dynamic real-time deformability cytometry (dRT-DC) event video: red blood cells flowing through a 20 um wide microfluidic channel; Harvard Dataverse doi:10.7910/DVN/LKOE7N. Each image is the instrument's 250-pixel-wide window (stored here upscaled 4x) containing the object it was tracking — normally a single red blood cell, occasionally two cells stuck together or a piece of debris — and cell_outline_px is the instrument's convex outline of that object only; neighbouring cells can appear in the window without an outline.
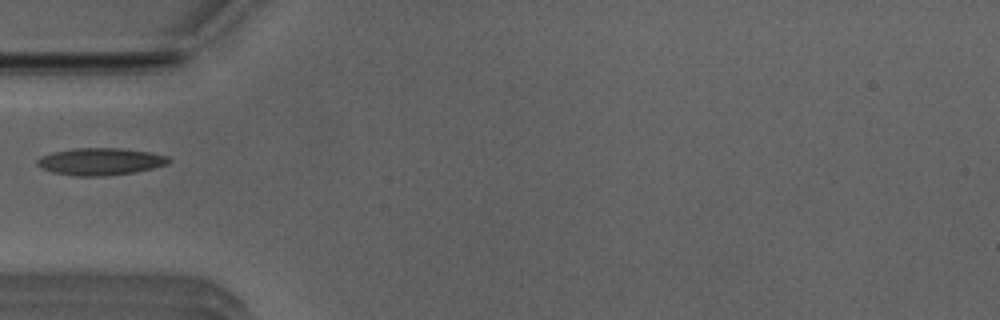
{"species": "Egyptian fruit bat (a non-hibernating species)", "species_latin": "Rousettus aegyptiacus", "temperature_condition": "room temperature", "stored_images_in_passage": 36, "camera_frame_rate_fps": 3000, "um_per_image_px": 0.085, "animal": {"sex": "male"}, "frame": {"image": 1, "passage_image": 1, "time_ms": 0.0, "image_size_px": [1000, 320], "cell_outline_px": [[172, 160], [168, 164], [152, 168], [132, 172], [104, 176], [76, 176], [52, 172], [36, 164], [36, 160], [40, 156], [52, 152], [72, 148], [120, 148], [148, 152], [168, 156]], "centroid_in_image_um": [8.51, 13.72], "position_along_channel_um": 76.5, "area_um2": 20.75}}
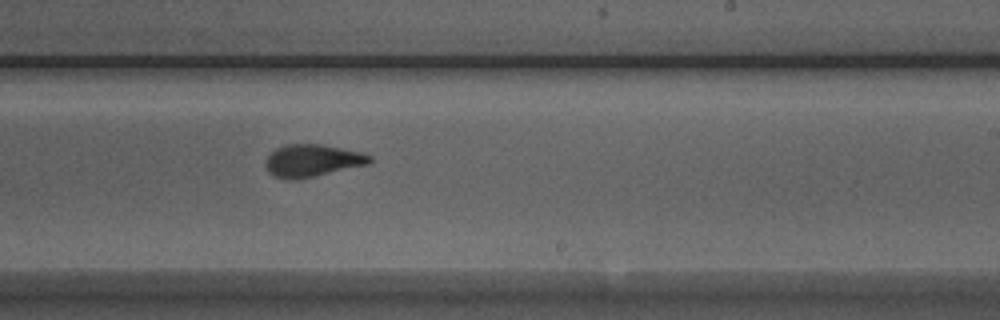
{"frame": {"image": 2, "passage_image": 15, "time_ms": 4.667, "image_size_px": [1000, 320], "cell_outline_px": [[372, 160], [368, 164], [296, 180], [292, 180], [276, 176], [268, 172], [264, 164], [268, 156], [276, 148], [288, 144], [320, 144], [360, 152], [372, 156]], "centroid_in_image_um": [26.52, 13.65], "position_along_channel_um": 262.5, "area_um2": 19.36}}
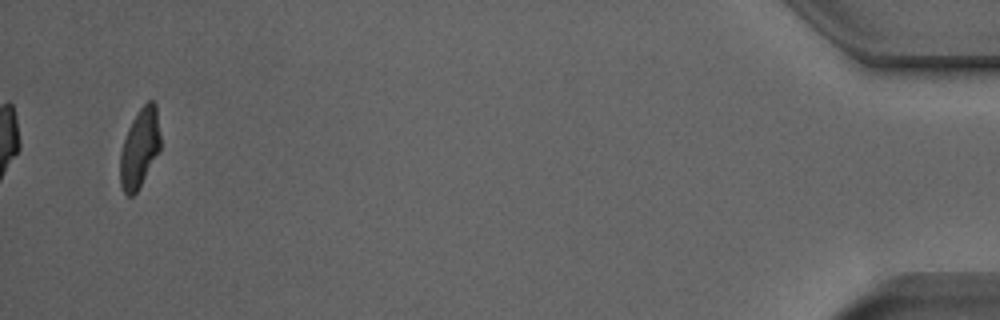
{"frame": {"image": 3, "passage_image": 34, "time_ms": 11.0, "image_size_px": [1000, 320], "cell_outline_px": [[160, 152], [136, 192], [132, 196], [128, 196], [124, 192], [120, 184], [120, 152], [128, 128], [132, 120], [140, 108], [148, 100], [152, 100], [156, 104], [160, 132]], "centroid_in_image_um": [11.88, 12.58], "position_along_channel_um": 423.3, "area_um2": 18.61}}